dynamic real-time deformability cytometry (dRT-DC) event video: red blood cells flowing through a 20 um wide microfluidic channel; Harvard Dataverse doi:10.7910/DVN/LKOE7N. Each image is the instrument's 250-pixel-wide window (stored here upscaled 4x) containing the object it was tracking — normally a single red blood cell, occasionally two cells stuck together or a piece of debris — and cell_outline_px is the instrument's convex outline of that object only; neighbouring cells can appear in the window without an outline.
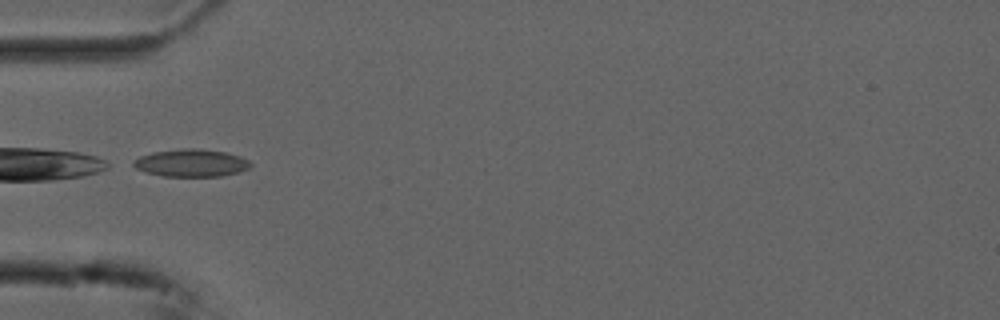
{"species": "common noctule bat (a hibernating species)", "species_latin": "Nyctalus noctula", "temperature_condition": "cold", "stored_images_in_passage": 34, "camera_frame_rate_fps": 3000, "um_per_image_px": 0.085, "animal": {"sex": "male", "forearm_length_mm": 52.5}, "frame": {"image": 1, "passage_image": 1, "time_ms": 0.0, "image_size_px": [1000, 320], "cell_outline_px": [[252, 164], [248, 168], [240, 172], [220, 176], [164, 176], [148, 172], [136, 168], [132, 164], [140, 156], [152, 152], [180, 148], [200, 148], [224, 152], [240, 156], [248, 160]], "centroid_in_image_um": [16.28, 13.84], "position_along_channel_um": 68.7, "area_um2": 18.67}}
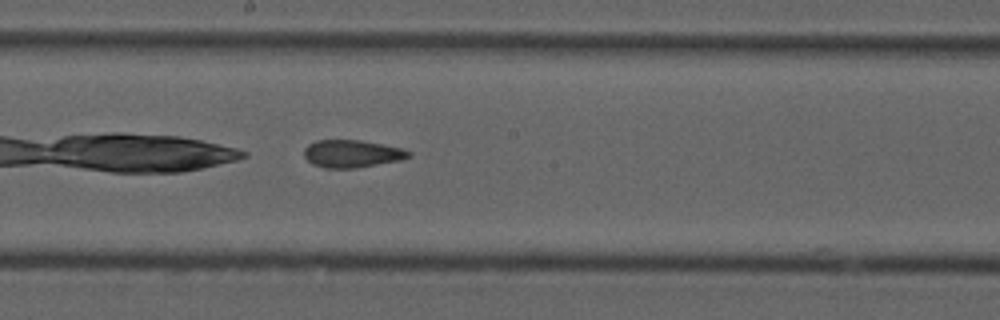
{"frame": {"image": 2, "passage_image": 13, "time_ms": 4.0, "image_size_px": [1000, 320], "cell_outline_px": [[412, 156], [400, 160], [356, 168], [324, 168], [312, 164], [304, 156], [304, 148], [308, 144], [316, 140], [360, 140], [400, 148], [412, 152]], "centroid_in_image_um": [29.89, 13.07], "position_along_channel_um": 218.3, "area_um2": 16.76}}
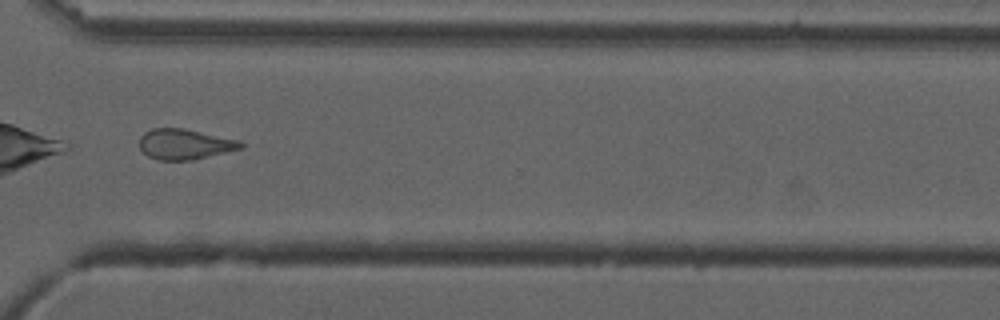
{"frame": {"image": 3, "passage_image": 24, "time_ms": 7.667, "image_size_px": [1000, 320], "cell_outline_px": [[244, 148], [192, 160], [160, 160], [148, 156], [140, 148], [140, 136], [144, 132], [152, 128], [184, 128], [240, 140], [244, 144]], "centroid_in_image_um": [15.73, 12.25], "position_along_channel_um": 354.9, "area_um2": 18.03}, "authors_computed_cell_mechanics": {"area_um2": 17.6868, "velocity_mm_per_s": 3.7359, "shape_relaxation_time_tau1_ms": null, "shape_relaxation_time_tau2_ms": 3.4358, "deformation_change_tau1": null, "deformation_change_tau2": 0.1054}}